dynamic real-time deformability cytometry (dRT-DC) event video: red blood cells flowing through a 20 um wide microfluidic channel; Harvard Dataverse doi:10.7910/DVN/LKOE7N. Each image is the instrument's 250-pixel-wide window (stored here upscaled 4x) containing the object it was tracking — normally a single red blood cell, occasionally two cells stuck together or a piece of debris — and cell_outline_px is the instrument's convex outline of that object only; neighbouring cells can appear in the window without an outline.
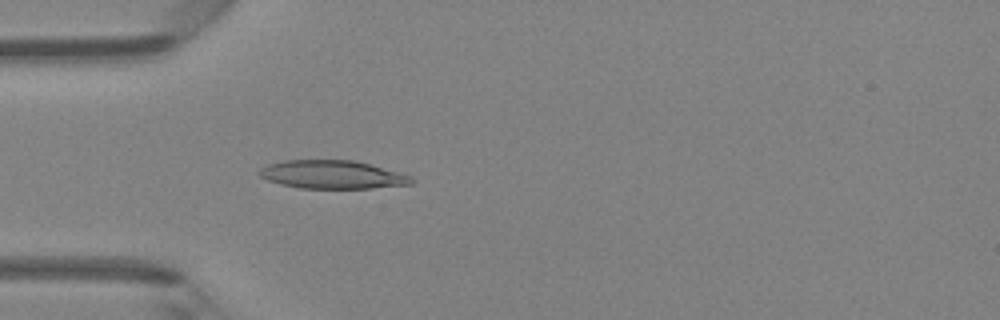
{"species": "Egyptian fruit bat (a non-hibernating species)", "species_latin": "Rousettus aegyptiacus", "temperature_condition": "room temperature", "stored_images_in_passage": 47, "camera_frame_rate_fps": 3000, "um_per_image_px": 0.085, "animal": {"sex": "female"}, "frame": {"image": 1, "passage_image": 14, "time_ms": 4.333, "image_size_px": [1000, 320], "cell_outline_px": [[416, 180], [412, 184], [372, 188], [300, 188], [280, 184], [268, 180], [260, 176], [260, 168], [268, 164], [284, 160], [356, 160], [372, 164], [412, 176]], "centroid_in_image_um": [28.29, 14.83], "position_along_channel_um": 56.7, "area_um2": 25.2}}
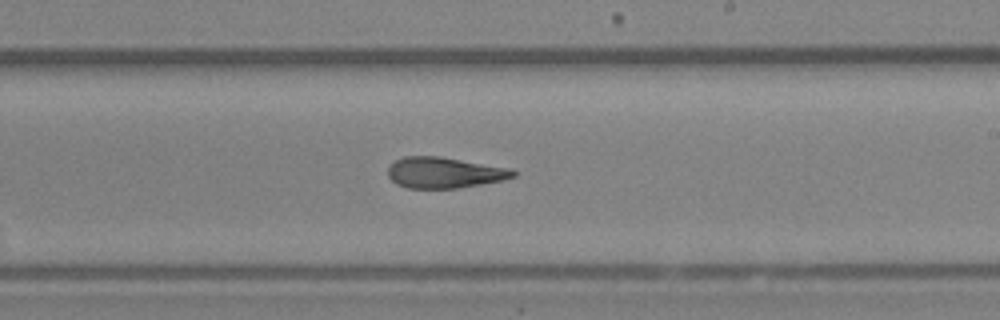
{"frame": {"image": 2, "passage_image": 28, "time_ms": 9.0, "image_size_px": [1000, 320], "cell_outline_px": [[516, 176], [504, 180], [456, 188], [408, 188], [396, 184], [388, 176], [388, 168], [396, 160], [404, 156], [440, 156], [512, 168], [516, 172]], "centroid_in_image_um": [37.79, 14.67], "position_along_channel_um": 251.2, "area_um2": 22.6}}
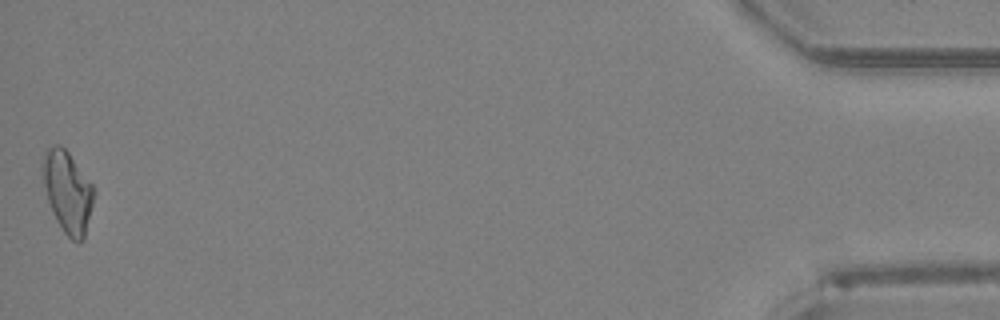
{"frame": {"image": 3, "passage_image": 47, "time_ms": 15.333, "image_size_px": [1000, 320], "cell_outline_px": [[96, 192], [84, 240], [72, 240], [64, 232], [56, 220], [52, 212], [48, 200], [40, 168], [44, 152], [52, 144], [60, 144], [68, 152], [92, 184]], "centroid_in_image_um": [5.74, 16.28], "position_along_channel_um": 429.5, "area_um2": 24.45}, "authors_computed_cell_mechanics": {"area_um2": 23.3512, "velocity_mm_per_s": 4.297, "shape_relaxation_time_tau1_ms": null, "shape_relaxation_time_tau2_ms": 3.5506, "deformation_change_tau1": null, "deformation_change_tau2": 0.1133}}